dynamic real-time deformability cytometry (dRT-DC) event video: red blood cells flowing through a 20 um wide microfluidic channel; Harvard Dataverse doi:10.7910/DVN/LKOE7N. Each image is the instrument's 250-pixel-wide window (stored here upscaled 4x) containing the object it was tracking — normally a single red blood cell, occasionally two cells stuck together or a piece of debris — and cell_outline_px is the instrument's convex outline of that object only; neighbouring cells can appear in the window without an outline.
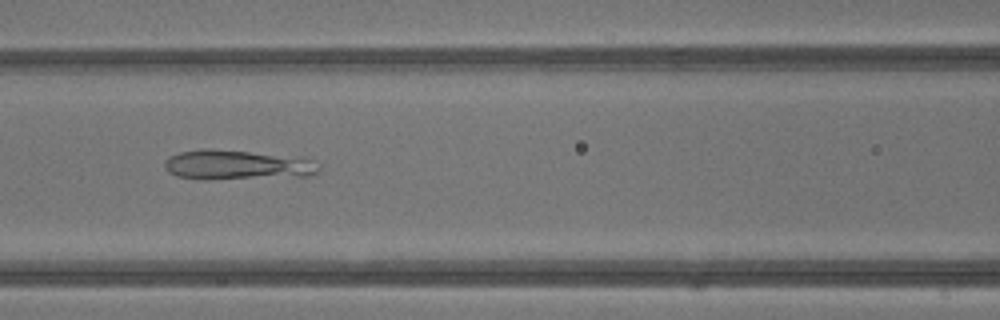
{"species": "common noctule bat (a hibernating species)", "species_latin": "Nyctalus noctula", "temperature_condition": "warm", "stored_images_in_passage": 26, "camera_frame_rate_fps": 3000, "um_per_image_px": 0.085, "animal": {"sex": "male", "body_mass_g": 13.3}, "frame": {"image": 1, "passage_image": 6, "time_ms": 1.667, "image_size_px": [1000, 320], "cell_outline_px": [[320, 168], [316, 172], [308, 176], [176, 176], [168, 172], [164, 168], [164, 160], [168, 156], [180, 152], [200, 148], [208, 148], [300, 156], [316, 160]], "centroid_in_image_um": [20.2, 13.93], "position_along_channel_um": 146.4, "area_um2": 25.61}}
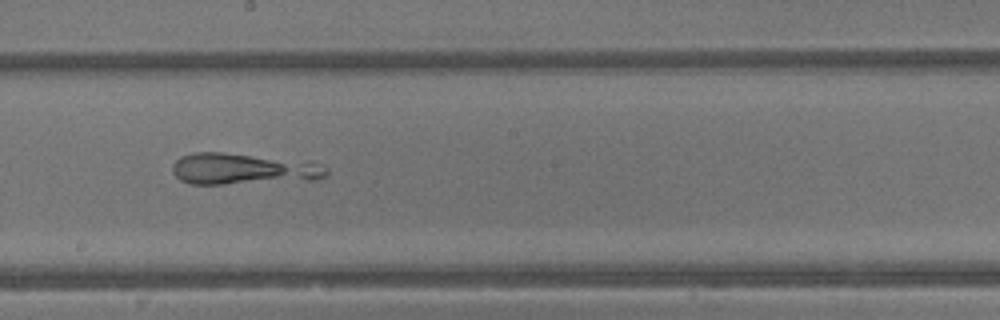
{"frame": {"image": 2, "passage_image": 11, "time_ms": 3.333, "image_size_px": [1000, 320], "cell_outline_px": [[328, 172], [324, 176], [312, 180], [220, 184], [192, 184], [180, 180], [172, 172], [172, 164], [180, 156], [196, 152], [220, 152], [312, 160], [328, 168]], "centroid_in_image_um": [20.7, 14.34], "position_along_channel_um": 227.5, "area_um2": 28.55}}
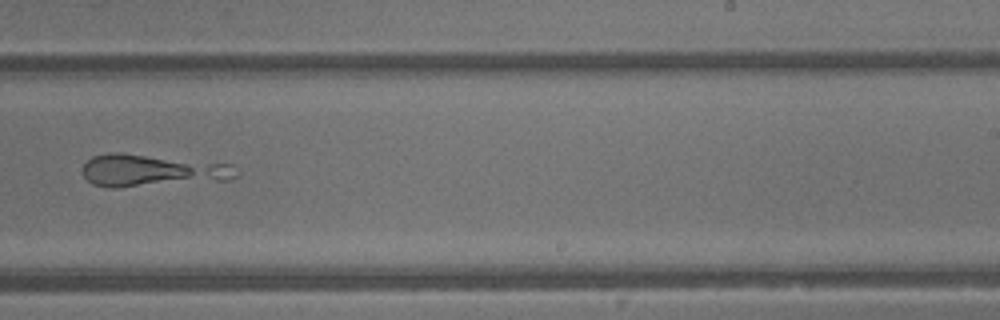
{"frame": {"image": 3, "passage_image": 14, "time_ms": 4.333, "image_size_px": [1000, 320], "cell_outline_px": [[240, 172], [236, 176], [228, 180], [116, 188], [112, 188], [92, 184], [84, 176], [84, 164], [92, 156], [108, 152], [124, 152], [232, 164]], "centroid_in_image_um": [12.93, 14.49], "position_along_channel_um": 276.1, "area_um2": 29.3}}